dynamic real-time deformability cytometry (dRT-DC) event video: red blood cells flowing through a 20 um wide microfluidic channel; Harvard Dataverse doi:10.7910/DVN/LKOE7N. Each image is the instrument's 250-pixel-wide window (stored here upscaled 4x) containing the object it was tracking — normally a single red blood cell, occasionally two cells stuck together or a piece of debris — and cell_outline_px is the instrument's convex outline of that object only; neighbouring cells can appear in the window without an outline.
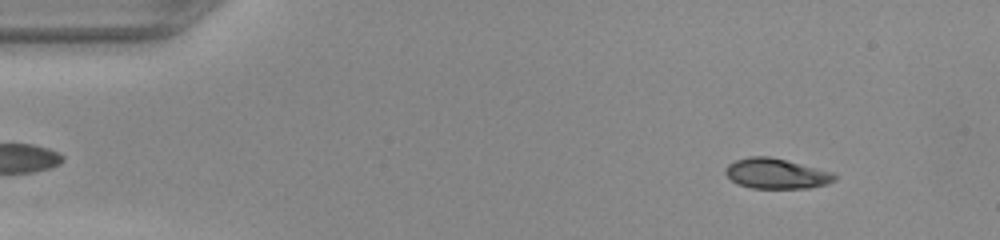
{"species": "common noctule bat (a hibernating species)", "species_latin": "Nyctalus noctula", "temperature_condition": "warm", "stored_images_in_passage": 49, "camera_frame_rate_fps": 3000, "um_per_image_px": 0.085, "animal": {"sex": "female", "body_mass_g": 22.0, "forearm_length_mm": 56.7}, "frame": {"image": 1, "passage_image": 5, "time_ms": 1.333, "image_size_px": [1000, 240], "cell_outline_px": [[836, 180], [828, 184], [808, 188], [752, 188], [736, 184], [724, 172], [724, 168], [728, 164], [736, 160], [748, 156], [768, 156], [832, 172], [836, 176]], "centroid_in_image_um": [65.95, 14.76], "position_along_channel_um": 19.1, "area_um2": 19.13}}
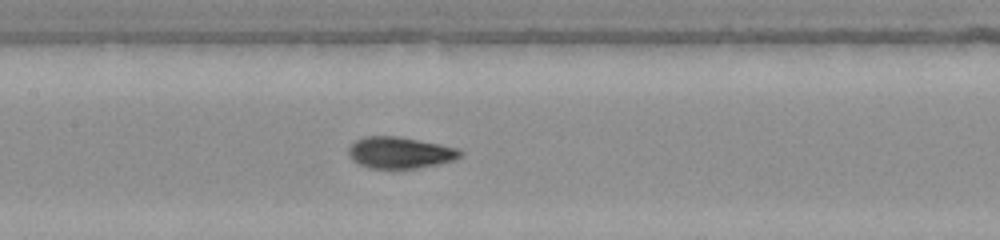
{"frame": {"image": 2, "passage_image": 23, "time_ms": 7.333, "image_size_px": [1000, 240], "cell_outline_px": [[464, 152], [456, 160], [416, 168], [368, 168], [356, 164], [348, 156], [348, 148], [356, 140], [364, 136], [400, 136], [460, 148]], "centroid_in_image_um": [33.99, 12.97], "position_along_channel_um": 173.4, "area_um2": 20.75}}
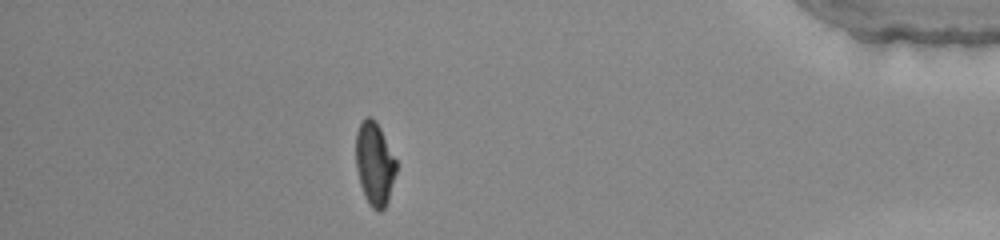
{"frame": {"image": 3, "passage_image": 43, "time_ms": 14.0, "image_size_px": [1000, 240], "cell_outline_px": [[396, 172], [388, 200], [384, 208], [380, 212], [376, 212], [368, 204], [364, 196], [360, 184], [356, 168], [356, 132], [360, 120], [364, 116], [372, 116], [376, 120], [396, 160]], "centroid_in_image_um": [31.82, 13.9], "position_along_channel_um": 403.4, "area_um2": 19.83}}